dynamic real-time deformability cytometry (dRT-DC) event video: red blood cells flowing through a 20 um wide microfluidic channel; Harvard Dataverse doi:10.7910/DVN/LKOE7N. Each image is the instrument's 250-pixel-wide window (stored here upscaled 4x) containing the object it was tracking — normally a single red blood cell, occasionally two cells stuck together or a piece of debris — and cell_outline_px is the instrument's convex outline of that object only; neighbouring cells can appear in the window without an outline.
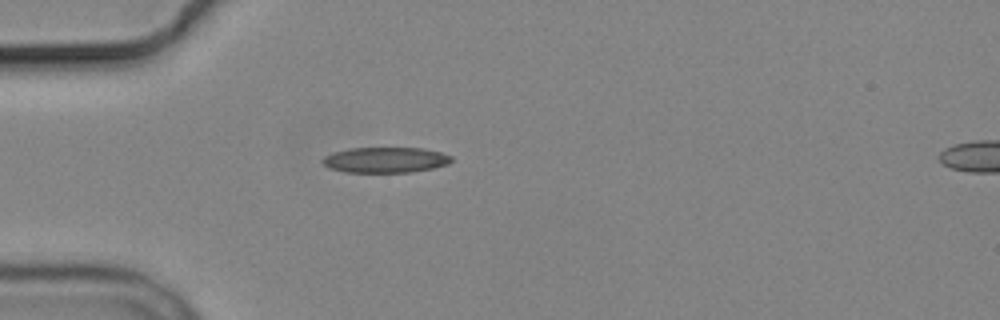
{"species": "common noctule bat (a hibernating species)", "species_latin": "Nyctalus noctula", "temperature_condition": "cold", "stored_images_in_passage": 1, "camera_frame_rate_fps": 3000, "um_per_image_px": 0.085, "animal": {"sex": "male", "body_mass_g": 19.2, "forearm_length_mm": 51.8}, "frame": {"image": 1, "passage_image": 1, "time_ms": 0.0, "image_size_px": [1000, 320], "cell_outline_px": [[452, 160], [448, 164], [432, 168], [412, 172], [344, 172], [328, 168], [320, 160], [324, 156], [336, 152], [352, 148], [420, 148], [440, 152], [452, 156]], "centroid_in_image_um": [32.75, 13.6], "position_along_channel_um": 52.3, "area_um2": 19.07}}